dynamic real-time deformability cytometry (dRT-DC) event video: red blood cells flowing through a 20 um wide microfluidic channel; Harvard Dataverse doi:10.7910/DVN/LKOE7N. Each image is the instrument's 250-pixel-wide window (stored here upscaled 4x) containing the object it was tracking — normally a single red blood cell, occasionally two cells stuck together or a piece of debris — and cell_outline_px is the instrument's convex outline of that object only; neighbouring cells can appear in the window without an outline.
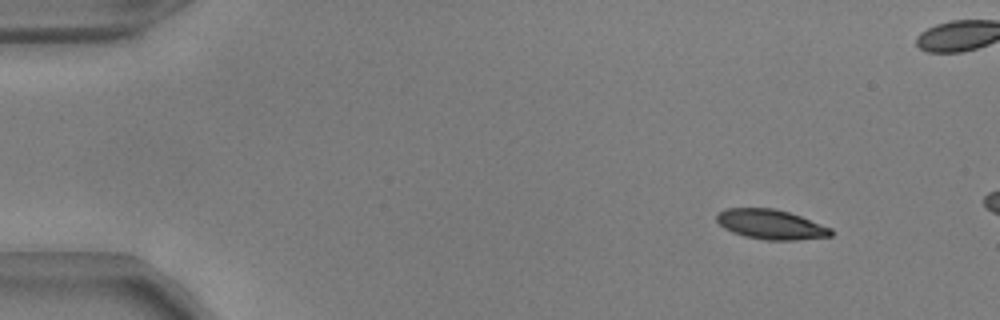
{"species": "common noctule bat (a hibernating species)", "species_latin": "Nyctalus noctula", "temperature_condition": "warm", "stored_images_in_passage": 13, "camera_frame_rate_fps": 3000, "um_per_image_px": 0.085, "animal": {"sex": "male", "body_mass_g": 17.9, "forearm_length_mm": 54.2}, "frame": {"image": 1, "passage_image": 6, "time_ms": 1.667, "image_size_px": [1000, 320], "cell_outline_px": [[832, 236], [796, 240], [764, 240], [744, 236], [732, 232], [724, 228], [716, 220], [716, 216], [724, 208], [772, 208], [788, 212], [800, 216], [832, 228]], "centroid_in_image_um": [65.51, 19.08], "position_along_channel_um": 19.5, "area_um2": 19.77}}